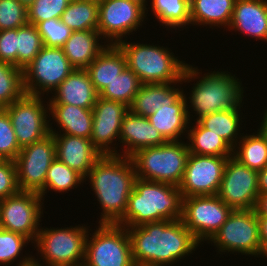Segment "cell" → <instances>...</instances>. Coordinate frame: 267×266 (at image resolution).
Segmentation results:
<instances>
[{
    "instance_id": "1",
    "label": "cell",
    "mask_w": 267,
    "mask_h": 266,
    "mask_svg": "<svg viewBox=\"0 0 267 266\" xmlns=\"http://www.w3.org/2000/svg\"><path fill=\"white\" fill-rule=\"evenodd\" d=\"M136 266H166L184 259L200 245L182 219L127 227ZM199 244V245H198Z\"/></svg>"
},
{
    "instance_id": "2",
    "label": "cell",
    "mask_w": 267,
    "mask_h": 266,
    "mask_svg": "<svg viewBox=\"0 0 267 266\" xmlns=\"http://www.w3.org/2000/svg\"><path fill=\"white\" fill-rule=\"evenodd\" d=\"M101 205L99 224H117L127 209L128 198L136 179L130 157L102 155L85 177Z\"/></svg>"
},
{
    "instance_id": "3",
    "label": "cell",
    "mask_w": 267,
    "mask_h": 266,
    "mask_svg": "<svg viewBox=\"0 0 267 266\" xmlns=\"http://www.w3.org/2000/svg\"><path fill=\"white\" fill-rule=\"evenodd\" d=\"M183 197L179 187L136 177L120 226L182 218Z\"/></svg>"
},
{
    "instance_id": "4",
    "label": "cell",
    "mask_w": 267,
    "mask_h": 266,
    "mask_svg": "<svg viewBox=\"0 0 267 266\" xmlns=\"http://www.w3.org/2000/svg\"><path fill=\"white\" fill-rule=\"evenodd\" d=\"M200 75L202 72L190 64L186 66L182 75L183 83L199 79L190 91V100L186 98V104L191 103L192 111H195L194 113L197 114L195 116H198L196 121L213 112L243 106L241 104L244 98V87H241L242 83L231 72L213 71L204 73L203 77Z\"/></svg>"
},
{
    "instance_id": "5",
    "label": "cell",
    "mask_w": 267,
    "mask_h": 266,
    "mask_svg": "<svg viewBox=\"0 0 267 266\" xmlns=\"http://www.w3.org/2000/svg\"><path fill=\"white\" fill-rule=\"evenodd\" d=\"M126 57L127 67L142 84L182 83V75L188 63L180 61L168 47L130 43L121 40L116 44Z\"/></svg>"
},
{
    "instance_id": "6",
    "label": "cell",
    "mask_w": 267,
    "mask_h": 266,
    "mask_svg": "<svg viewBox=\"0 0 267 266\" xmlns=\"http://www.w3.org/2000/svg\"><path fill=\"white\" fill-rule=\"evenodd\" d=\"M188 156V144L181 140L142 148L131 155L130 159L134 164L136 177L179 187Z\"/></svg>"
},
{
    "instance_id": "7",
    "label": "cell",
    "mask_w": 267,
    "mask_h": 266,
    "mask_svg": "<svg viewBox=\"0 0 267 266\" xmlns=\"http://www.w3.org/2000/svg\"><path fill=\"white\" fill-rule=\"evenodd\" d=\"M70 227L44 229L40 226L33 244L44 263H39L41 260L35 257L33 263L38 266H74L84 263L89 227L85 224Z\"/></svg>"
},
{
    "instance_id": "8",
    "label": "cell",
    "mask_w": 267,
    "mask_h": 266,
    "mask_svg": "<svg viewBox=\"0 0 267 266\" xmlns=\"http://www.w3.org/2000/svg\"><path fill=\"white\" fill-rule=\"evenodd\" d=\"M86 241L84 263L87 266H136L131 241L125 226L99 224ZM90 239V240H89Z\"/></svg>"
},
{
    "instance_id": "9",
    "label": "cell",
    "mask_w": 267,
    "mask_h": 266,
    "mask_svg": "<svg viewBox=\"0 0 267 266\" xmlns=\"http://www.w3.org/2000/svg\"><path fill=\"white\" fill-rule=\"evenodd\" d=\"M219 254L241 253L258 257L261 251L258 216L254 209L233 210L226 222L208 241Z\"/></svg>"
},
{
    "instance_id": "10",
    "label": "cell",
    "mask_w": 267,
    "mask_h": 266,
    "mask_svg": "<svg viewBox=\"0 0 267 266\" xmlns=\"http://www.w3.org/2000/svg\"><path fill=\"white\" fill-rule=\"evenodd\" d=\"M74 70L62 48L44 46L23 70L25 93H52Z\"/></svg>"
},
{
    "instance_id": "11",
    "label": "cell",
    "mask_w": 267,
    "mask_h": 266,
    "mask_svg": "<svg viewBox=\"0 0 267 266\" xmlns=\"http://www.w3.org/2000/svg\"><path fill=\"white\" fill-rule=\"evenodd\" d=\"M98 3L97 30L107 44L116 45L126 34L136 32L148 14L146 0H98Z\"/></svg>"
},
{
    "instance_id": "12",
    "label": "cell",
    "mask_w": 267,
    "mask_h": 266,
    "mask_svg": "<svg viewBox=\"0 0 267 266\" xmlns=\"http://www.w3.org/2000/svg\"><path fill=\"white\" fill-rule=\"evenodd\" d=\"M233 209L217 195L183 198L182 221L201 244L209 241L226 222Z\"/></svg>"
},
{
    "instance_id": "13",
    "label": "cell",
    "mask_w": 267,
    "mask_h": 266,
    "mask_svg": "<svg viewBox=\"0 0 267 266\" xmlns=\"http://www.w3.org/2000/svg\"><path fill=\"white\" fill-rule=\"evenodd\" d=\"M44 97L25 94L5 107L21 148L43 139L50 133L49 102ZM47 106V107H46Z\"/></svg>"
},
{
    "instance_id": "14",
    "label": "cell",
    "mask_w": 267,
    "mask_h": 266,
    "mask_svg": "<svg viewBox=\"0 0 267 266\" xmlns=\"http://www.w3.org/2000/svg\"><path fill=\"white\" fill-rule=\"evenodd\" d=\"M43 202L38 193L26 191L0 200V228L21 234L33 243L40 230Z\"/></svg>"
},
{
    "instance_id": "15",
    "label": "cell",
    "mask_w": 267,
    "mask_h": 266,
    "mask_svg": "<svg viewBox=\"0 0 267 266\" xmlns=\"http://www.w3.org/2000/svg\"><path fill=\"white\" fill-rule=\"evenodd\" d=\"M55 159L56 146L52 133L21 148L15 159L19 190L40 194L45 186L47 171Z\"/></svg>"
},
{
    "instance_id": "16",
    "label": "cell",
    "mask_w": 267,
    "mask_h": 266,
    "mask_svg": "<svg viewBox=\"0 0 267 266\" xmlns=\"http://www.w3.org/2000/svg\"><path fill=\"white\" fill-rule=\"evenodd\" d=\"M217 196L233 210L255 209L259 196L258 172L229 157Z\"/></svg>"
},
{
    "instance_id": "17",
    "label": "cell",
    "mask_w": 267,
    "mask_h": 266,
    "mask_svg": "<svg viewBox=\"0 0 267 266\" xmlns=\"http://www.w3.org/2000/svg\"><path fill=\"white\" fill-rule=\"evenodd\" d=\"M228 158L189 153L179 186L182 197L217 195Z\"/></svg>"
},
{
    "instance_id": "18",
    "label": "cell",
    "mask_w": 267,
    "mask_h": 266,
    "mask_svg": "<svg viewBox=\"0 0 267 266\" xmlns=\"http://www.w3.org/2000/svg\"><path fill=\"white\" fill-rule=\"evenodd\" d=\"M128 111L129 108L124 103L98 97L92 108L93 125L90 140L103 155H118L116 143L113 144V141L119 140L122 119Z\"/></svg>"
},
{
    "instance_id": "19",
    "label": "cell",
    "mask_w": 267,
    "mask_h": 266,
    "mask_svg": "<svg viewBox=\"0 0 267 266\" xmlns=\"http://www.w3.org/2000/svg\"><path fill=\"white\" fill-rule=\"evenodd\" d=\"M50 124L54 136L56 158L79 173L84 179L96 161L103 155L88 138L58 134Z\"/></svg>"
},
{
    "instance_id": "20",
    "label": "cell",
    "mask_w": 267,
    "mask_h": 266,
    "mask_svg": "<svg viewBox=\"0 0 267 266\" xmlns=\"http://www.w3.org/2000/svg\"><path fill=\"white\" fill-rule=\"evenodd\" d=\"M119 141V144H123L120 145L123 149L122 152L119 150L118 155L125 157H130L142 148L159 146L167 142L147 117L135 115L130 111L122 119Z\"/></svg>"
},
{
    "instance_id": "21",
    "label": "cell",
    "mask_w": 267,
    "mask_h": 266,
    "mask_svg": "<svg viewBox=\"0 0 267 266\" xmlns=\"http://www.w3.org/2000/svg\"><path fill=\"white\" fill-rule=\"evenodd\" d=\"M53 92L49 104H68L86 109H92L99 97L86 69H75Z\"/></svg>"
},
{
    "instance_id": "22",
    "label": "cell",
    "mask_w": 267,
    "mask_h": 266,
    "mask_svg": "<svg viewBox=\"0 0 267 266\" xmlns=\"http://www.w3.org/2000/svg\"><path fill=\"white\" fill-rule=\"evenodd\" d=\"M229 29L267 42V0H236Z\"/></svg>"
},
{
    "instance_id": "23",
    "label": "cell",
    "mask_w": 267,
    "mask_h": 266,
    "mask_svg": "<svg viewBox=\"0 0 267 266\" xmlns=\"http://www.w3.org/2000/svg\"><path fill=\"white\" fill-rule=\"evenodd\" d=\"M177 83L142 84L133 98L129 111L135 115L149 117L162 106L176 103L183 95V88Z\"/></svg>"
},
{
    "instance_id": "24",
    "label": "cell",
    "mask_w": 267,
    "mask_h": 266,
    "mask_svg": "<svg viewBox=\"0 0 267 266\" xmlns=\"http://www.w3.org/2000/svg\"><path fill=\"white\" fill-rule=\"evenodd\" d=\"M185 96L186 94L172 105L162 106L147 117L166 141H181L183 134L187 135L185 132L188 133L186 129H188L192 117H190L189 110L191 107L186 104Z\"/></svg>"
},
{
    "instance_id": "25",
    "label": "cell",
    "mask_w": 267,
    "mask_h": 266,
    "mask_svg": "<svg viewBox=\"0 0 267 266\" xmlns=\"http://www.w3.org/2000/svg\"><path fill=\"white\" fill-rule=\"evenodd\" d=\"M100 40L98 30L73 31L61 48L75 69H86L108 45Z\"/></svg>"
},
{
    "instance_id": "26",
    "label": "cell",
    "mask_w": 267,
    "mask_h": 266,
    "mask_svg": "<svg viewBox=\"0 0 267 266\" xmlns=\"http://www.w3.org/2000/svg\"><path fill=\"white\" fill-rule=\"evenodd\" d=\"M127 67L126 57L114 44L106 48L86 68L94 88L100 92Z\"/></svg>"
},
{
    "instance_id": "27",
    "label": "cell",
    "mask_w": 267,
    "mask_h": 266,
    "mask_svg": "<svg viewBox=\"0 0 267 266\" xmlns=\"http://www.w3.org/2000/svg\"><path fill=\"white\" fill-rule=\"evenodd\" d=\"M49 115L58 125L59 134L91 138L93 114L92 109L68 104H49Z\"/></svg>"
},
{
    "instance_id": "28",
    "label": "cell",
    "mask_w": 267,
    "mask_h": 266,
    "mask_svg": "<svg viewBox=\"0 0 267 266\" xmlns=\"http://www.w3.org/2000/svg\"><path fill=\"white\" fill-rule=\"evenodd\" d=\"M236 0H190L191 25L228 28Z\"/></svg>"
},
{
    "instance_id": "29",
    "label": "cell",
    "mask_w": 267,
    "mask_h": 266,
    "mask_svg": "<svg viewBox=\"0 0 267 266\" xmlns=\"http://www.w3.org/2000/svg\"><path fill=\"white\" fill-rule=\"evenodd\" d=\"M186 138L189 140L187 143L189 153L219 157L233 156V148L221 136L204 128L198 121L194 126L188 127Z\"/></svg>"
},
{
    "instance_id": "30",
    "label": "cell",
    "mask_w": 267,
    "mask_h": 266,
    "mask_svg": "<svg viewBox=\"0 0 267 266\" xmlns=\"http://www.w3.org/2000/svg\"><path fill=\"white\" fill-rule=\"evenodd\" d=\"M240 107L224 111H217L208 114L198 120V122L206 129L214 134L221 136L232 148L242 138L238 134L240 131ZM238 135V136H237ZM239 139V140H237Z\"/></svg>"
},
{
    "instance_id": "31",
    "label": "cell",
    "mask_w": 267,
    "mask_h": 266,
    "mask_svg": "<svg viewBox=\"0 0 267 266\" xmlns=\"http://www.w3.org/2000/svg\"><path fill=\"white\" fill-rule=\"evenodd\" d=\"M257 131V134L252 135L241 133L242 138L233 148V157L246 167L259 172L267 165V140Z\"/></svg>"
},
{
    "instance_id": "32",
    "label": "cell",
    "mask_w": 267,
    "mask_h": 266,
    "mask_svg": "<svg viewBox=\"0 0 267 266\" xmlns=\"http://www.w3.org/2000/svg\"><path fill=\"white\" fill-rule=\"evenodd\" d=\"M98 0H71L60 20L72 31L98 29Z\"/></svg>"
},
{
    "instance_id": "33",
    "label": "cell",
    "mask_w": 267,
    "mask_h": 266,
    "mask_svg": "<svg viewBox=\"0 0 267 266\" xmlns=\"http://www.w3.org/2000/svg\"><path fill=\"white\" fill-rule=\"evenodd\" d=\"M151 11L165 28L191 26L190 0H151Z\"/></svg>"
},
{
    "instance_id": "34",
    "label": "cell",
    "mask_w": 267,
    "mask_h": 266,
    "mask_svg": "<svg viewBox=\"0 0 267 266\" xmlns=\"http://www.w3.org/2000/svg\"><path fill=\"white\" fill-rule=\"evenodd\" d=\"M141 85L142 83L138 76L131 69L126 67L114 81L100 92L99 97L106 100L121 102L129 107Z\"/></svg>"
},
{
    "instance_id": "35",
    "label": "cell",
    "mask_w": 267,
    "mask_h": 266,
    "mask_svg": "<svg viewBox=\"0 0 267 266\" xmlns=\"http://www.w3.org/2000/svg\"><path fill=\"white\" fill-rule=\"evenodd\" d=\"M84 182V178L79 173L56 158L47 171L45 186L39 195L45 199L48 189L59 193L67 192Z\"/></svg>"
},
{
    "instance_id": "36",
    "label": "cell",
    "mask_w": 267,
    "mask_h": 266,
    "mask_svg": "<svg viewBox=\"0 0 267 266\" xmlns=\"http://www.w3.org/2000/svg\"><path fill=\"white\" fill-rule=\"evenodd\" d=\"M23 70L0 62V103L6 107L25 95Z\"/></svg>"
},
{
    "instance_id": "37",
    "label": "cell",
    "mask_w": 267,
    "mask_h": 266,
    "mask_svg": "<svg viewBox=\"0 0 267 266\" xmlns=\"http://www.w3.org/2000/svg\"><path fill=\"white\" fill-rule=\"evenodd\" d=\"M44 47L35 25L17 28L18 68L24 70Z\"/></svg>"
},
{
    "instance_id": "38",
    "label": "cell",
    "mask_w": 267,
    "mask_h": 266,
    "mask_svg": "<svg viewBox=\"0 0 267 266\" xmlns=\"http://www.w3.org/2000/svg\"><path fill=\"white\" fill-rule=\"evenodd\" d=\"M71 0H35L27 7L28 24L37 26L52 18L60 19Z\"/></svg>"
},
{
    "instance_id": "39",
    "label": "cell",
    "mask_w": 267,
    "mask_h": 266,
    "mask_svg": "<svg viewBox=\"0 0 267 266\" xmlns=\"http://www.w3.org/2000/svg\"><path fill=\"white\" fill-rule=\"evenodd\" d=\"M29 242L31 241L21 234L0 228V265L13 264Z\"/></svg>"
},
{
    "instance_id": "40",
    "label": "cell",
    "mask_w": 267,
    "mask_h": 266,
    "mask_svg": "<svg viewBox=\"0 0 267 266\" xmlns=\"http://www.w3.org/2000/svg\"><path fill=\"white\" fill-rule=\"evenodd\" d=\"M28 24L27 7L18 0H0V31Z\"/></svg>"
},
{
    "instance_id": "41",
    "label": "cell",
    "mask_w": 267,
    "mask_h": 266,
    "mask_svg": "<svg viewBox=\"0 0 267 266\" xmlns=\"http://www.w3.org/2000/svg\"><path fill=\"white\" fill-rule=\"evenodd\" d=\"M44 46L62 47L72 34V30L60 19L52 18L40 22L37 26Z\"/></svg>"
},
{
    "instance_id": "42",
    "label": "cell",
    "mask_w": 267,
    "mask_h": 266,
    "mask_svg": "<svg viewBox=\"0 0 267 266\" xmlns=\"http://www.w3.org/2000/svg\"><path fill=\"white\" fill-rule=\"evenodd\" d=\"M20 150L10 116L4 109L0 112V157L15 161Z\"/></svg>"
},
{
    "instance_id": "43",
    "label": "cell",
    "mask_w": 267,
    "mask_h": 266,
    "mask_svg": "<svg viewBox=\"0 0 267 266\" xmlns=\"http://www.w3.org/2000/svg\"><path fill=\"white\" fill-rule=\"evenodd\" d=\"M15 161H0V200L19 192Z\"/></svg>"
},
{
    "instance_id": "44",
    "label": "cell",
    "mask_w": 267,
    "mask_h": 266,
    "mask_svg": "<svg viewBox=\"0 0 267 266\" xmlns=\"http://www.w3.org/2000/svg\"><path fill=\"white\" fill-rule=\"evenodd\" d=\"M0 62L18 68L17 28L0 31Z\"/></svg>"
},
{
    "instance_id": "45",
    "label": "cell",
    "mask_w": 267,
    "mask_h": 266,
    "mask_svg": "<svg viewBox=\"0 0 267 266\" xmlns=\"http://www.w3.org/2000/svg\"><path fill=\"white\" fill-rule=\"evenodd\" d=\"M254 210L257 216H267V193L259 194Z\"/></svg>"
},
{
    "instance_id": "46",
    "label": "cell",
    "mask_w": 267,
    "mask_h": 266,
    "mask_svg": "<svg viewBox=\"0 0 267 266\" xmlns=\"http://www.w3.org/2000/svg\"><path fill=\"white\" fill-rule=\"evenodd\" d=\"M258 191L267 193V165L258 172Z\"/></svg>"
},
{
    "instance_id": "47",
    "label": "cell",
    "mask_w": 267,
    "mask_h": 266,
    "mask_svg": "<svg viewBox=\"0 0 267 266\" xmlns=\"http://www.w3.org/2000/svg\"><path fill=\"white\" fill-rule=\"evenodd\" d=\"M259 239L261 243H267V216H258Z\"/></svg>"
},
{
    "instance_id": "48",
    "label": "cell",
    "mask_w": 267,
    "mask_h": 266,
    "mask_svg": "<svg viewBox=\"0 0 267 266\" xmlns=\"http://www.w3.org/2000/svg\"><path fill=\"white\" fill-rule=\"evenodd\" d=\"M27 256L21 257V260L19 261V263H17L18 266H36L35 263H33V257L32 255H28Z\"/></svg>"
},
{
    "instance_id": "49",
    "label": "cell",
    "mask_w": 267,
    "mask_h": 266,
    "mask_svg": "<svg viewBox=\"0 0 267 266\" xmlns=\"http://www.w3.org/2000/svg\"><path fill=\"white\" fill-rule=\"evenodd\" d=\"M262 122L260 123V128L258 130L267 140V109L264 111Z\"/></svg>"
},
{
    "instance_id": "50",
    "label": "cell",
    "mask_w": 267,
    "mask_h": 266,
    "mask_svg": "<svg viewBox=\"0 0 267 266\" xmlns=\"http://www.w3.org/2000/svg\"><path fill=\"white\" fill-rule=\"evenodd\" d=\"M264 258L266 257L267 258V243H261V251H260V254H259V257L261 256Z\"/></svg>"
},
{
    "instance_id": "51",
    "label": "cell",
    "mask_w": 267,
    "mask_h": 266,
    "mask_svg": "<svg viewBox=\"0 0 267 266\" xmlns=\"http://www.w3.org/2000/svg\"><path fill=\"white\" fill-rule=\"evenodd\" d=\"M21 4L25 5L26 7H29L32 3L35 2V0H18Z\"/></svg>"
},
{
    "instance_id": "52",
    "label": "cell",
    "mask_w": 267,
    "mask_h": 266,
    "mask_svg": "<svg viewBox=\"0 0 267 266\" xmlns=\"http://www.w3.org/2000/svg\"><path fill=\"white\" fill-rule=\"evenodd\" d=\"M5 107L0 103V112L3 111Z\"/></svg>"
},
{
    "instance_id": "53",
    "label": "cell",
    "mask_w": 267,
    "mask_h": 266,
    "mask_svg": "<svg viewBox=\"0 0 267 266\" xmlns=\"http://www.w3.org/2000/svg\"><path fill=\"white\" fill-rule=\"evenodd\" d=\"M74 266H87L85 263H81V264H77V265H74Z\"/></svg>"
}]
</instances>
